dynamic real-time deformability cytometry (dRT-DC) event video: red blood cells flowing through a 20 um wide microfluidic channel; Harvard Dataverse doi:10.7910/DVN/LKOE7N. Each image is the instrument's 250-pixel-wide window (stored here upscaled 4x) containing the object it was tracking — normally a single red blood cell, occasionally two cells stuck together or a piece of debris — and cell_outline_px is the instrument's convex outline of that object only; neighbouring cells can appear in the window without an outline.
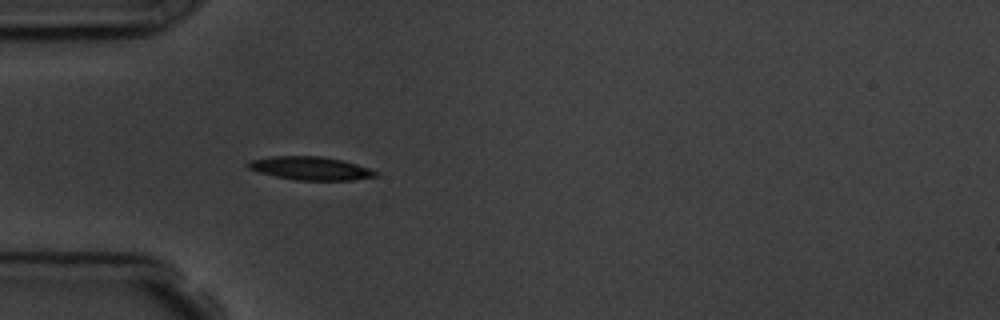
{"species": "common noctule bat (a hibernating species)", "species_latin": "Nyctalus noctula", "temperature_condition": "room temperature", "stored_images_in_passage": 4, "camera_frame_rate_fps": 3000, "um_per_image_px": 0.085, "animal": {"sex": "male", "body_mass_g": 19.5, "forearm_length_mm": 54.6}, "frame": {"image": 1, "passage_image": 4, "time_ms": 3.333, "image_size_px": [1000, 320], "cell_outline_px": [[376, 176], [352, 180], [296, 180], [276, 176], [260, 172], [248, 168], [244, 164], [252, 160], [272, 156], [320, 156], [344, 160], [368, 168], [376, 172]], "centroid_in_image_um": [26.36, 14.3], "position_along_channel_um": 58.6, "area_um2": 17.11}}